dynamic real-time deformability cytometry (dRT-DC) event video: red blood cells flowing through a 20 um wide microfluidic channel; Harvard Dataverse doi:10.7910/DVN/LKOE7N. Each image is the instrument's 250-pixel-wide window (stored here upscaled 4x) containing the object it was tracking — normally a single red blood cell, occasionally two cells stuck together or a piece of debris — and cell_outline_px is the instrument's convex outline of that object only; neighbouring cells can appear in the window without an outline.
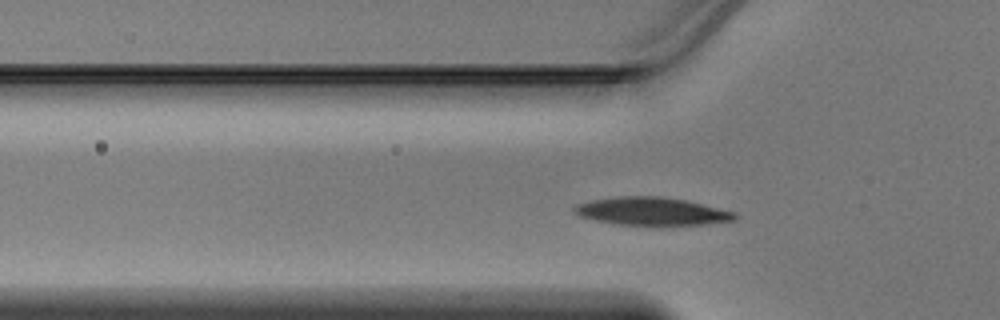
{"species": "Egyptian fruit bat (a non-hibernating species)", "species_latin": "Rousettus aegyptiacus", "temperature_condition": "warm", "stored_images_in_passage": 39, "camera_frame_rate_fps": 3000, "um_per_image_px": 0.085, "animal": {"sex": "male"}, "frame": {"image": 1, "passage_image": 11, "time_ms": 3.333, "image_size_px": [1000, 320], "cell_outline_px": [[740, 216], [736, 220], [704, 224], [616, 224], [596, 220], [580, 216], [572, 212], [572, 208], [576, 204], [592, 200], [616, 196], [664, 196], [688, 200], [736, 212]], "centroid_in_image_um": [55.42, 17.94], "position_along_channel_um": 70.4, "area_um2": 26.13}}
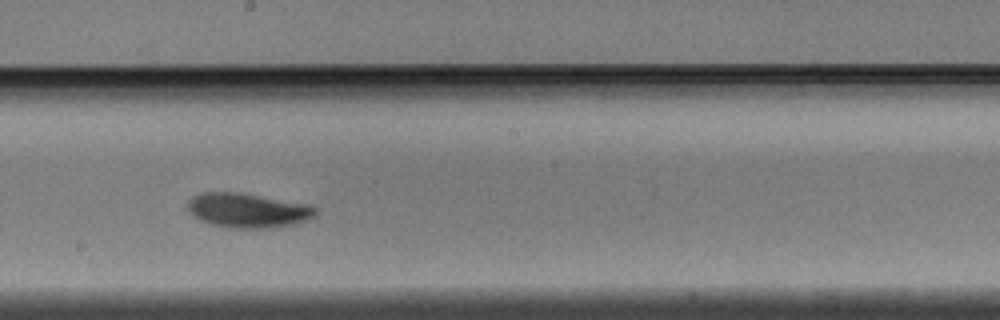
{"frame": {"image": 2, "passage_image": 22, "time_ms": 7.0, "image_size_px": [1000, 320], "cell_outline_px": [[316, 216], [292, 224], [272, 228], [228, 228], [208, 224], [192, 216], [188, 212], [188, 200], [192, 196], [200, 192], [240, 192], [312, 204], [316, 208]], "centroid_in_image_um": [21.03, 17.87], "position_along_channel_um": 227.2, "area_um2": 26.18}}
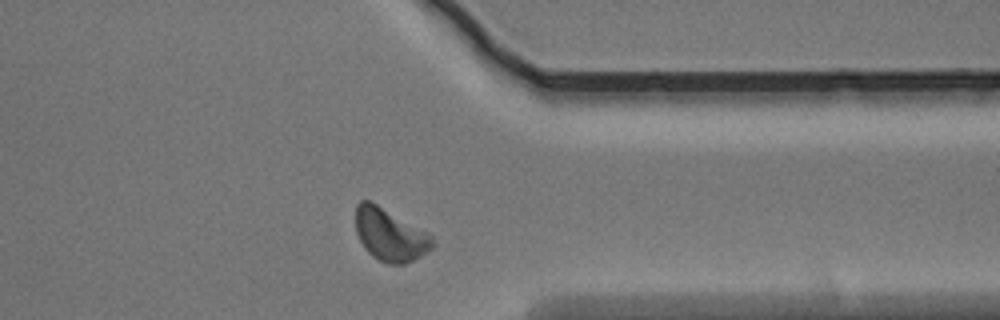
{"frame": {"image": 3, "passage_image": 33, "time_ms": 10.667, "image_size_px": [1000, 320], "cell_outline_px": [[436, 244], [432, 248], [420, 256], [404, 264], [388, 264], [372, 256], [364, 248], [356, 232], [356, 204], [360, 200], [368, 200], [376, 204], [428, 232], [432, 236]], "centroid_in_image_um": [33.15, 19.96], "position_along_channel_um": 378.3, "area_um2": 23.35}}